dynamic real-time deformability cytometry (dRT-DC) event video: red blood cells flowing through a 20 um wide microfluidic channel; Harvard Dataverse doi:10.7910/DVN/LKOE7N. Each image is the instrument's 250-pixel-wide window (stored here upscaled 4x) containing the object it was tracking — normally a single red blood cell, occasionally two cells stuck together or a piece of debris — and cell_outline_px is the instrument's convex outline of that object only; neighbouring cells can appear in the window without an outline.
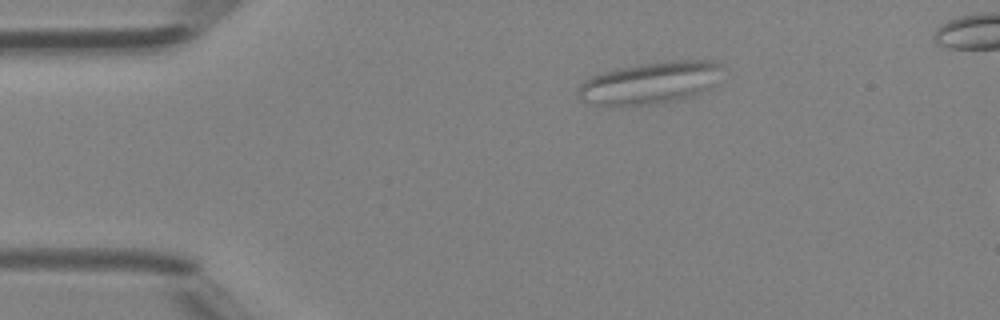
{"species": "Egyptian fruit bat (a non-hibernating species)", "species_latin": "Rousettus aegyptiacus", "temperature_condition": "room temperature", "stored_images_in_passage": 42, "camera_frame_rate_fps": 3000, "um_per_image_px": 0.085, "animal": {"sex": "female"}, "frame": {"image": 1, "passage_image": 1, "time_ms": 0.0, "image_size_px": [1000, 320], "cell_outline_px": [[728, 68], [712, 88], [692, 96], [676, 100], [652, 104], [620, 108], [604, 108], [580, 100], [576, 92], [580, 84], [588, 76], [616, 68], [668, 60], [716, 60]], "centroid_in_image_um": [55.27, 7.06], "position_along_channel_um": 29.7, "area_um2": 36.99}}
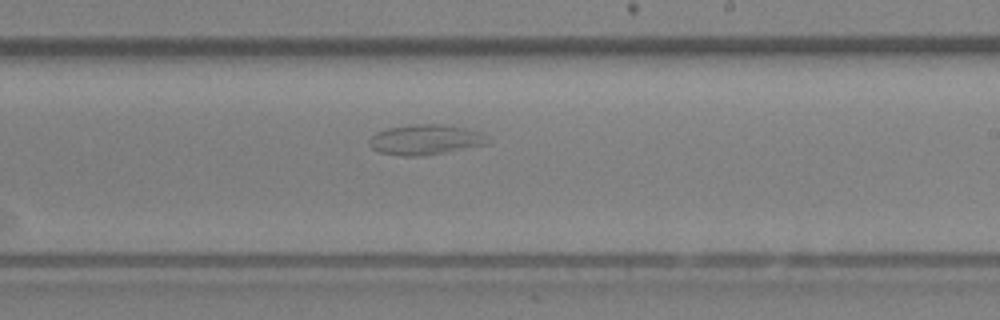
{"frame": {"image": 2, "passage_image": 22, "time_ms": 7.0, "image_size_px": [1000, 320], "cell_outline_px": [[492, 140], [488, 144], [444, 152], [420, 156], [408, 156], [380, 152], [372, 148], [368, 144], [368, 140], [376, 132], [388, 128], [408, 124], [444, 124], [464, 128], [480, 132]], "centroid_in_image_um": [36.16, 11.86], "position_along_channel_um": 252.8, "area_um2": 20.81}}
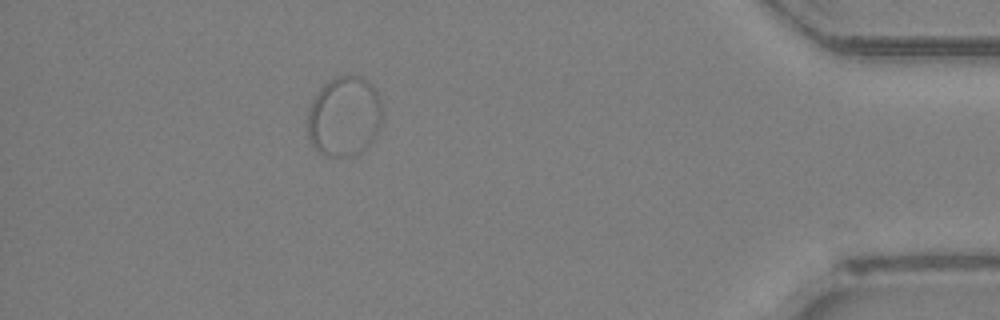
{"frame": {"image": 3, "passage_image": 37, "time_ms": 12.0, "image_size_px": [1000, 320], "cell_outline_px": [[380, 128], [368, 144], [360, 152], [352, 156], [328, 156], [320, 152], [308, 140], [308, 112], [312, 100], [320, 88], [328, 80], [336, 76], [360, 76], [368, 80], [372, 84], [380, 96]], "centroid_in_image_um": [29.24, 9.87], "position_along_channel_um": 406.0, "area_um2": 34.74}}